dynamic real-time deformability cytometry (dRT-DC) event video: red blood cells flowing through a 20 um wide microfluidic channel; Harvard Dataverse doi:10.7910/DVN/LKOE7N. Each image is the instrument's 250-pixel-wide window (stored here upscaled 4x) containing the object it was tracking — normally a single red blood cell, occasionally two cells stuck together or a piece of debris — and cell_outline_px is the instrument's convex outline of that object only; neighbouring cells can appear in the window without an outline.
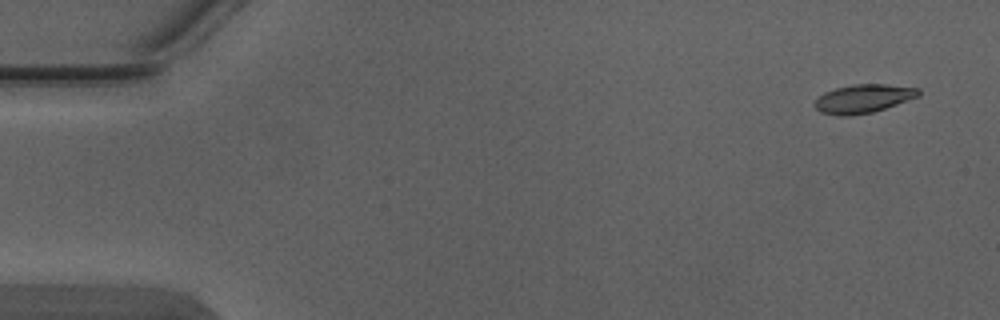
{"species": "Egyptian fruit bat (a non-hibernating species)", "species_latin": "Rousettus aegyptiacus", "temperature_condition": "warm", "stored_images_in_passage": 4, "camera_frame_rate_fps": 3000, "um_per_image_px": 0.085, "animal": {"sex": "male"}, "frame": {"image": 1, "passage_image": 1, "time_ms": 0.0, "image_size_px": [1000, 320], "cell_outline_px": [[920, 96], [872, 112], [848, 116], [840, 116], [820, 112], [816, 108], [816, 100], [824, 92], [836, 88], [852, 84], [888, 84], [920, 88]], "centroid_in_image_um": [73.4, 8.37], "position_along_channel_um": 11.6, "area_um2": 17.17}}
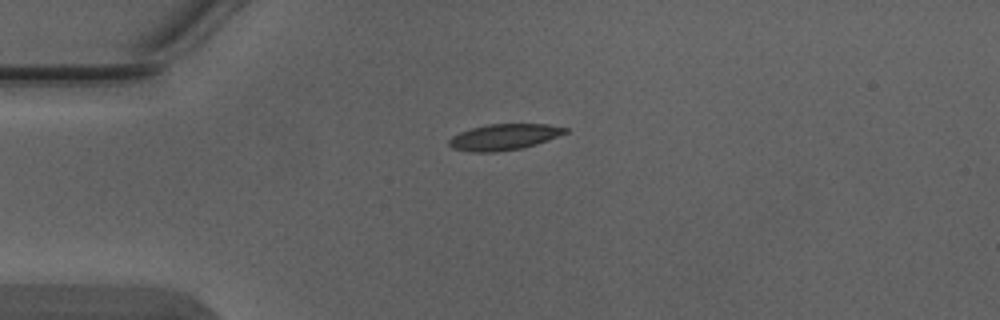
{"frame": {"image": 2, "passage_image": 4, "time_ms": 1.0, "image_size_px": [1000, 320], "cell_outline_px": [[568, 132], [536, 144], [520, 148], [492, 152], [472, 152], [452, 148], [448, 144], [448, 140], [452, 136], [460, 132], [472, 128], [488, 124], [548, 124], [568, 128]], "centroid_in_image_um": [42.82, 11.64], "position_along_channel_um": 42.2, "area_um2": 17.46}}